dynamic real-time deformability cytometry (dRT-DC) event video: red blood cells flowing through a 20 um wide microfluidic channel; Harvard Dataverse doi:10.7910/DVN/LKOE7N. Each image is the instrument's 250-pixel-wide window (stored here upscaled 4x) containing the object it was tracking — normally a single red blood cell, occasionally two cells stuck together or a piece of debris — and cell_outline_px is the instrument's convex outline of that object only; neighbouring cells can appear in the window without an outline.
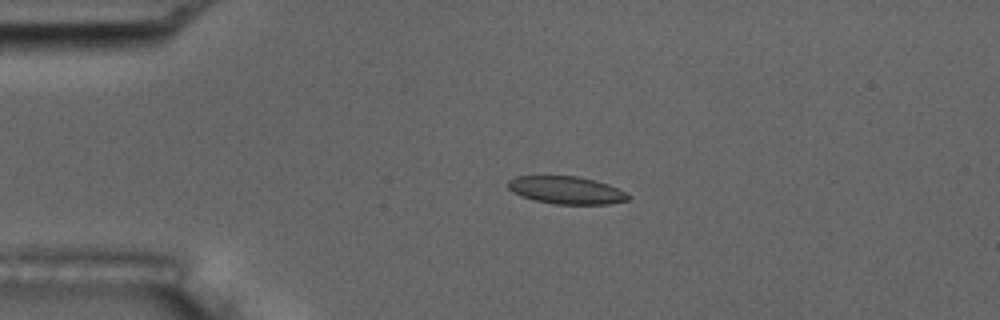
{"species": "common noctule bat (a hibernating species)", "species_latin": "Nyctalus noctula", "temperature_condition": "room temperature", "stored_images_in_passage": 5, "camera_frame_rate_fps": 3000, "um_per_image_px": 0.085, "animal": {"sex": "male", "body_mass_g": 17.5, "forearm_length_mm": 52.3}, "frame": {"image": 1, "passage_image": 3, "time_ms": 2.333, "image_size_px": [1000, 320], "cell_outline_px": [[632, 196], [628, 200], [608, 204], [556, 204], [536, 200], [520, 196], [512, 192], [508, 188], [508, 180], [512, 176], [580, 176], [596, 180], [608, 184]], "centroid_in_image_um": [48.12, 16.15], "position_along_channel_um": 36.9, "area_um2": 19.42}}